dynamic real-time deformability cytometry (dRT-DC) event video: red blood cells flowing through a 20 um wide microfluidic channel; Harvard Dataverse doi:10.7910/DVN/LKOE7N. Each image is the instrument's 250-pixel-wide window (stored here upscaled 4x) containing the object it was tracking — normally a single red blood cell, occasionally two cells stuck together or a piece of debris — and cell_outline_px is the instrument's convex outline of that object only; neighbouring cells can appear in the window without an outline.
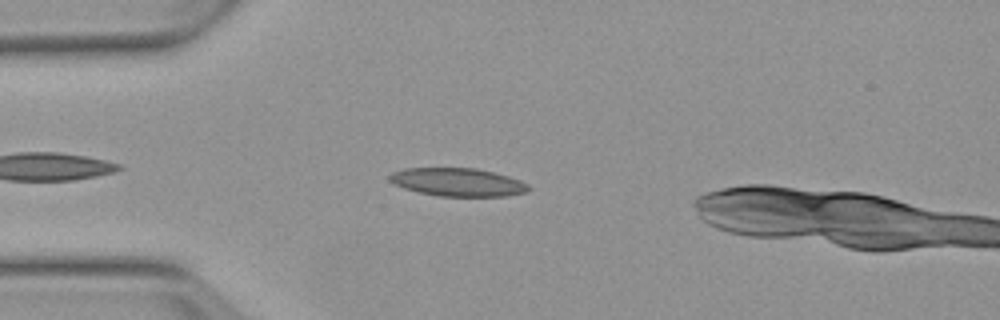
{"species": "Egyptian fruit bat (a non-hibernating species)", "species_latin": "Rousettus aegyptiacus", "temperature_condition": "warm", "stored_images_in_passage": 4, "camera_frame_rate_fps": 3000, "um_per_image_px": 0.085, "animal": {"sex": "female"}, "frame": {"image": 1, "passage_image": 4, "time_ms": 3.667, "image_size_px": [1000, 320], "cell_outline_px": [[528, 188], [524, 192], [504, 196], [440, 196], [420, 192], [404, 188], [388, 180], [388, 176], [392, 172], [404, 168], [476, 168], [508, 176], [520, 180], [528, 184]], "centroid_in_image_um": [38.87, 15.47], "position_along_channel_um": 46.1, "area_um2": 22.54}}